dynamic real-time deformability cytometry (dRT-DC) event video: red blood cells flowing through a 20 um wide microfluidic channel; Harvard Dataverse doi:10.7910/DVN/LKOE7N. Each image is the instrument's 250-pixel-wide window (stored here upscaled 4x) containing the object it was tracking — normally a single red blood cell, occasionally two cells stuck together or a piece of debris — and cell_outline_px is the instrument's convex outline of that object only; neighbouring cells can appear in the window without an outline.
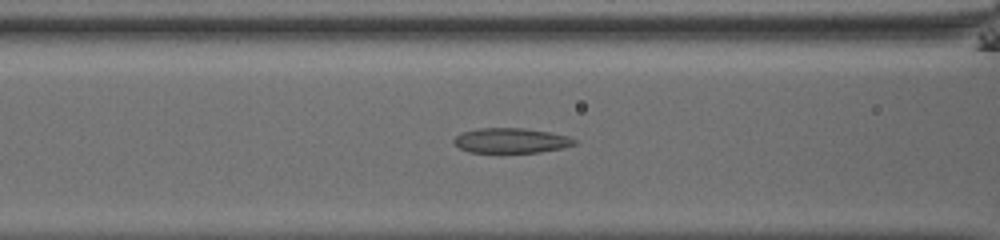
{"species": "common noctule bat (a hibernating species)", "species_latin": "Nyctalus noctula", "temperature_condition": "room temperature", "stored_images_in_passage": 37, "camera_frame_rate_fps": 3000, "um_per_image_px": 0.085, "animal": {"sex": "male", "body_mass_g": 13.0, "forearm_length_mm": 53.1}, "frame": {"image": 1, "passage_image": 8, "time_ms": 2.333, "image_size_px": [1000, 240], "cell_outline_px": [[576, 144], [560, 148], [540, 152], [468, 152], [460, 148], [452, 140], [460, 132], [480, 128], [524, 128], [548, 132], [568, 136], [576, 140]], "centroid_in_image_um": [43.41, 11.94], "position_along_channel_um": 123.2, "area_um2": 17.4}}
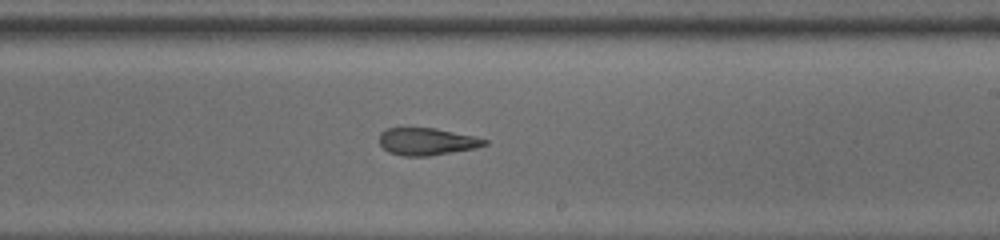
{"frame": {"image": 2, "passage_image": 18, "time_ms": 5.667, "image_size_px": [1000, 240], "cell_outline_px": [[488, 144], [476, 148], [428, 156], [404, 156], [388, 152], [380, 144], [380, 132], [388, 128], [436, 128], [476, 136], [488, 140]], "centroid_in_image_um": [36.31, 12.03], "position_along_channel_um": 252.7, "area_um2": 16.76}}
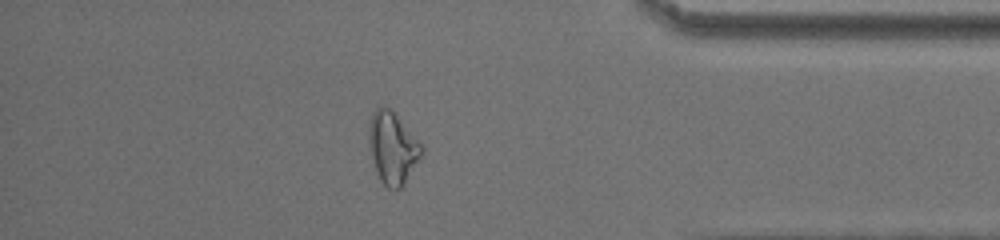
{"frame": {"image": 3, "passage_image": 31, "time_ms": 10.0, "image_size_px": [1000, 240], "cell_outline_px": [[424, 152], [404, 184], [400, 188], [388, 188], [380, 180], [376, 172], [372, 160], [368, 140], [368, 128], [372, 112], [376, 108], [388, 108], [424, 144]], "centroid_in_image_um": [33.38, 12.58], "position_along_channel_um": 401.8, "area_um2": 22.02}, "authors_computed_cell_mechanics": {"area_um2": 17.8024, "velocity_mm_per_s": 3.8718, "shape_relaxation_time_tau1_ms": null, "shape_relaxation_time_tau2_ms": 2.8667, "deformation_change_tau1": null, "deformation_change_tau2": 0.1034}}